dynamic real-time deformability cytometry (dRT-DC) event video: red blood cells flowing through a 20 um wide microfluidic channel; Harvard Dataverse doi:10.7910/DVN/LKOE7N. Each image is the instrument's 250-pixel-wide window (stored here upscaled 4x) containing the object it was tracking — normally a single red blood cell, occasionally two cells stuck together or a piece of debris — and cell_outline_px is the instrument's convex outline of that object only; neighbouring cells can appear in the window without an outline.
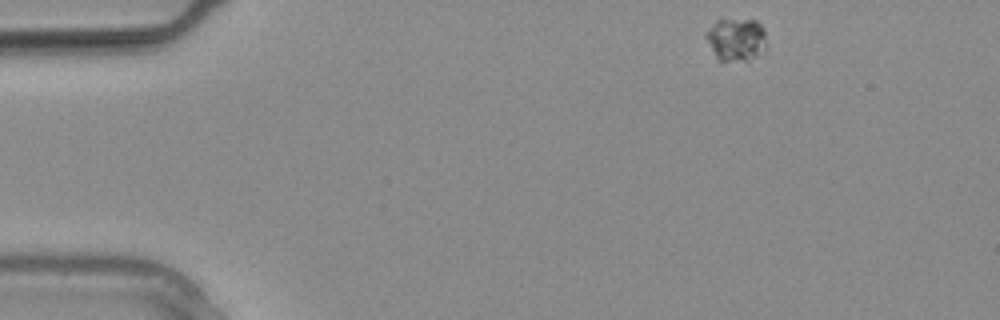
{"species": "common noctule bat (a hibernating species)", "species_latin": "Nyctalus noctula", "temperature_condition": "warm", "stored_images_in_passage": 20, "camera_frame_rate_fps": 3000, "um_per_image_px": 0.085, "animal": {"sex": "male", "body_mass_g": 20.4}, "frame": {"image": 1, "passage_image": 1, "time_ms": 0.0, "image_size_px": [1000, 320], "cell_outline_px": [[764, 48], [756, 56], [748, 60], [716, 60], [704, 36], [704, 32], [720, 16], [756, 20], [764, 28]], "centroid_in_image_um": [62.49, 3.28], "position_along_channel_um": 22.5, "area_um2": 15.55}}